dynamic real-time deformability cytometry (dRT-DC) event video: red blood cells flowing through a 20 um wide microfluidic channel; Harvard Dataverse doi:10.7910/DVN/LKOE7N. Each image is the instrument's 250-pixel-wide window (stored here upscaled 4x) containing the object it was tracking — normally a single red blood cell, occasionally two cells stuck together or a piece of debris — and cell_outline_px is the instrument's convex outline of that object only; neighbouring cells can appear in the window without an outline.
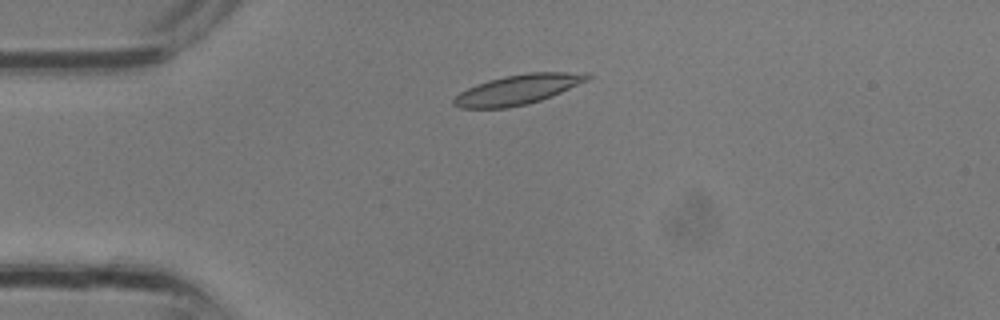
{"species": "common noctule bat (a hibernating species)", "species_latin": "Nyctalus noctula", "temperature_condition": "room temperature", "stored_images_in_passage": 2, "camera_frame_rate_fps": 3000, "um_per_image_px": 0.085, "animal": {"sex": "male", "body_mass_g": 13.3}, "frame": {"image": 1, "passage_image": 2, "time_ms": 0.333, "image_size_px": [1000, 320], "cell_outline_px": [[592, 76], [588, 80], [552, 96], [528, 104], [508, 108], [460, 108], [452, 104], [452, 100], [460, 92], [476, 84], [488, 80], [504, 76], [528, 72], [588, 72]], "centroid_in_image_um": [44.02, 7.6], "position_along_channel_um": 41.0, "area_um2": 23.35}}